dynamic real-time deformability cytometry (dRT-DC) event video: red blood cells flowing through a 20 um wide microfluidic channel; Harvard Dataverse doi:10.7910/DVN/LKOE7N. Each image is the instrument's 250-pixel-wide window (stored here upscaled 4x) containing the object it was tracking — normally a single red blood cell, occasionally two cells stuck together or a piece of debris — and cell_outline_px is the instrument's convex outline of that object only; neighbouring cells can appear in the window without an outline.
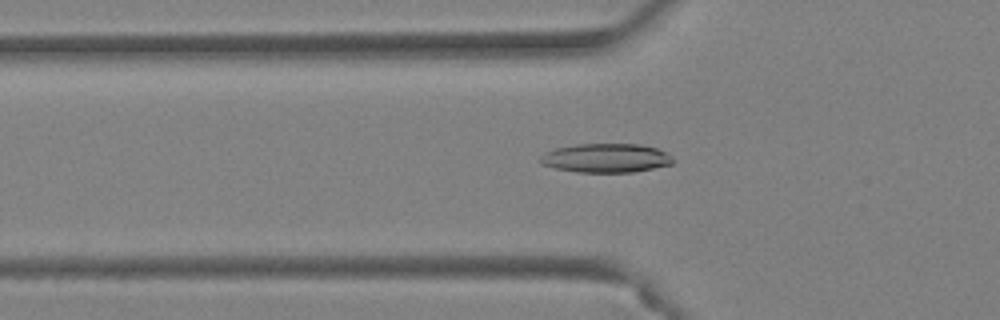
{"species": "Egyptian fruit bat (a non-hibernating species)", "species_latin": "Rousettus aegyptiacus", "temperature_condition": "warm", "stored_images_in_passage": 46, "camera_frame_rate_fps": 3000, "um_per_image_px": 0.085, "animal": {"sex": "female"}, "frame": {"image": 1, "passage_image": 16, "time_ms": 5.0, "image_size_px": [1000, 320], "cell_outline_px": [[672, 164], [632, 172], [576, 172], [556, 168], [540, 164], [540, 156], [544, 152], [556, 148], [576, 144], [640, 144], [656, 148], [672, 156]], "centroid_in_image_um": [51.46, 13.43], "position_along_channel_um": 74.3, "area_um2": 22.31}}
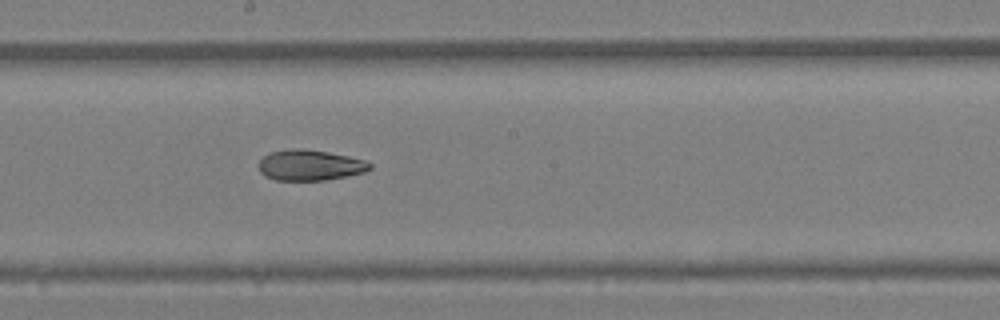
{"frame": {"image": 2, "passage_image": 26, "time_ms": 8.333, "image_size_px": [1000, 320], "cell_outline_px": [[372, 168], [364, 172], [324, 180], [276, 180], [264, 176], [260, 172], [260, 160], [268, 152], [288, 148], [300, 148], [328, 152], [368, 160], [372, 164]], "centroid_in_image_um": [26.34, 14.02], "position_along_channel_um": 221.9, "area_um2": 19.94}}
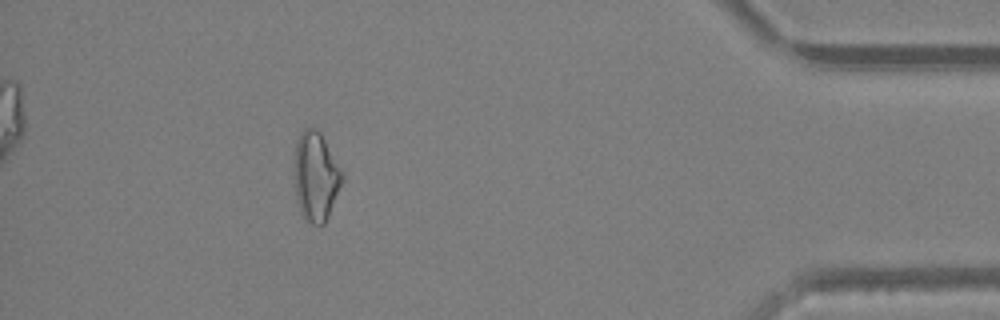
{"frame": {"image": 3, "passage_image": 42, "time_ms": 13.667, "image_size_px": [1000, 320], "cell_outline_px": [[344, 180], [328, 216], [324, 224], [312, 224], [304, 220], [300, 212], [296, 196], [296, 140], [300, 132], [304, 128], [316, 128], [320, 132], [340, 168], [344, 176]], "centroid_in_image_um": [26.86, 15.02], "position_along_channel_um": 408.3, "area_um2": 24.45}, "authors_computed_cell_mechanics": {"area_um2": 21.4438, "velocity_mm_per_s": 4.4154, "shape_relaxation_time_tau1_ms": null, "shape_relaxation_time_tau2_ms": 4.3107, "deformation_change_tau1": null, "deformation_change_tau2": 0.134}}